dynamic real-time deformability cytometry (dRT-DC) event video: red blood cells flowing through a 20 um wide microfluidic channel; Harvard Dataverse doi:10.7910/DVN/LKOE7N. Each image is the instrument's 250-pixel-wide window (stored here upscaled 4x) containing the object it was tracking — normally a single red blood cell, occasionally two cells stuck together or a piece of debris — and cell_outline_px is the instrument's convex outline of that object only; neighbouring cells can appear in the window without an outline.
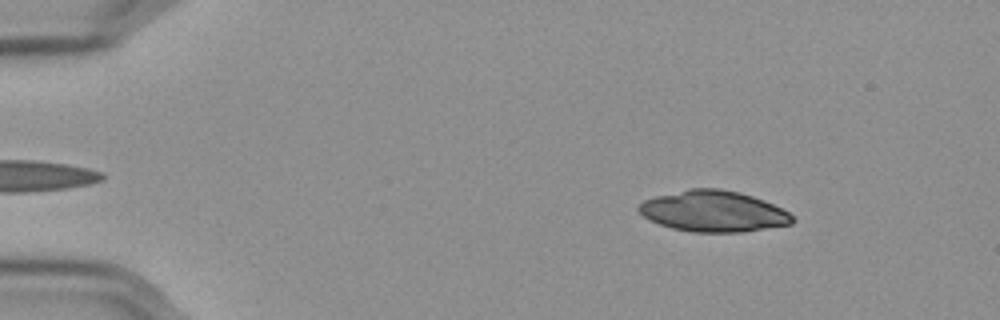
{"species": "Egyptian fruit bat (a non-hibernating species)", "species_latin": "Rousettus aegyptiacus", "temperature_condition": "cold", "stored_images_in_passage": 56, "camera_frame_rate_fps": 3000, "um_per_image_px": 0.085, "frame": {"image": 1, "passage_image": 8, "time_ms": 2.333, "image_size_px": [1000, 320], "cell_outline_px": [[796, 220], [792, 224], [740, 232], [692, 232], [672, 228], [660, 224], [644, 216], [636, 208], [644, 200], [656, 196], [692, 188], [720, 188], [740, 192], [764, 200], [788, 212]], "centroid_in_image_um": [60.65, 17.95], "position_along_channel_um": 24.3, "area_um2": 36.47}}